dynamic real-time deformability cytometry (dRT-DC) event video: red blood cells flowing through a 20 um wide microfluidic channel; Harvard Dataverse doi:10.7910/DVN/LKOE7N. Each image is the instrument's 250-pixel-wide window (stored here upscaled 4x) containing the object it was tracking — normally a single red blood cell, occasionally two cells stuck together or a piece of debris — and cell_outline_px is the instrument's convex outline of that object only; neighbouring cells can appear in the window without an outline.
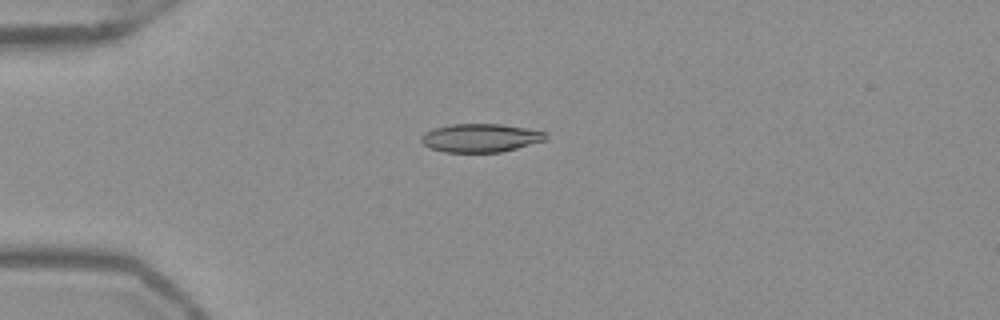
{"species": "Egyptian fruit bat (a non-hibernating species)", "species_latin": "Rousettus aegyptiacus", "temperature_condition": "warm", "stored_images_in_passage": 39, "camera_frame_rate_fps": 3000, "um_per_image_px": 0.085, "frame": {"image": 1, "passage_image": 1, "time_ms": 0.0, "image_size_px": [1000, 320], "cell_outline_px": [[548, 136], [544, 140], [516, 148], [500, 152], [444, 152], [428, 148], [420, 140], [420, 136], [436, 128], [448, 124], [500, 124], [548, 132]], "centroid_in_image_um": [40.83, 11.72], "position_along_channel_um": 44.2, "area_um2": 20.46}}
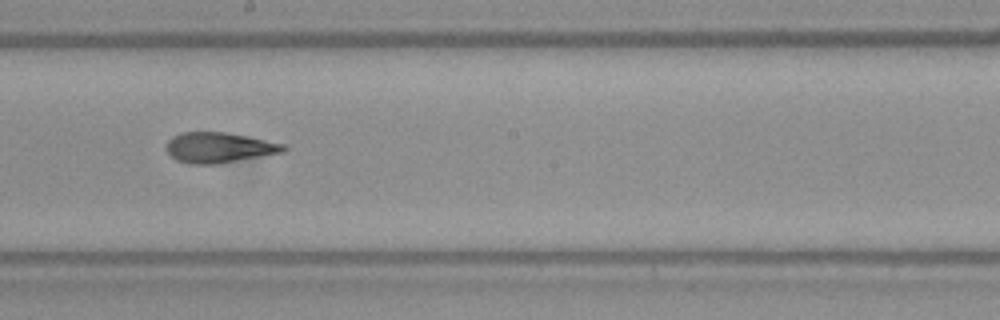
{"frame": {"image": 2, "passage_image": 17, "time_ms": 5.333, "image_size_px": [1000, 320], "cell_outline_px": [[288, 148], [284, 152], [216, 164], [192, 164], [176, 160], [168, 152], [168, 140], [172, 136], [184, 132], [228, 132], [288, 144]], "centroid_in_image_um": [18.68, 12.53], "position_along_channel_um": 229.5, "area_um2": 20.75}}
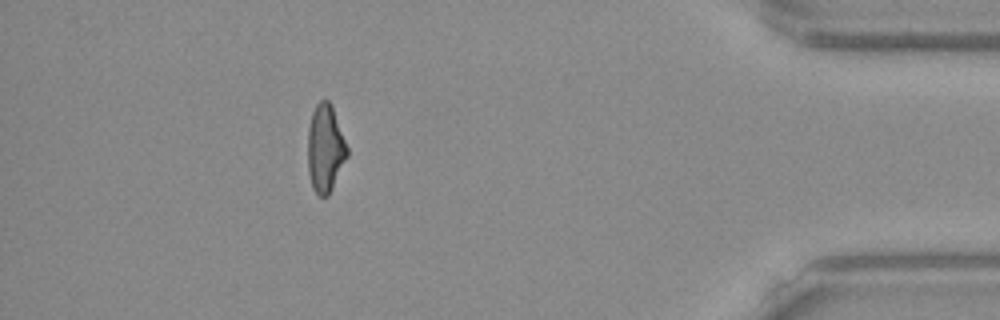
{"frame": {"image": 3, "passage_image": 34, "time_ms": 11.0, "image_size_px": [1000, 320], "cell_outline_px": [[348, 156], [328, 196], [320, 196], [312, 188], [308, 172], [308, 128], [312, 112], [316, 104], [320, 100], [328, 100], [332, 104], [348, 148]], "centroid_in_image_um": [27.65, 12.6], "position_along_channel_um": 407.6, "area_um2": 20.23}, "authors_computed_cell_mechanics": {"area_um2": 20.5768, "velocity_mm_per_s": 3.9612, "shape_relaxation_time_tau1_ms": null, "shape_relaxation_time_tau2_ms": 2.0554, "deformation_change_tau1": null, "deformation_change_tau2": 0.0908}}